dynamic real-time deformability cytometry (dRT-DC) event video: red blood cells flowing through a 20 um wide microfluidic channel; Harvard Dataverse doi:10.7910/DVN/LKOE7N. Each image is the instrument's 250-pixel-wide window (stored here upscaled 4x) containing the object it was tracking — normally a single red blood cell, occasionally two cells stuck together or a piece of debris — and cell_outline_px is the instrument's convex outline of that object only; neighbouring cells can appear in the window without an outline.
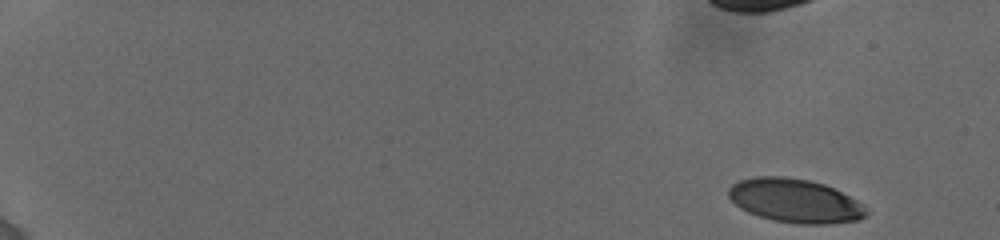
{"species": "human", "species_latin": "Homo sapiens", "temperature_condition": "cold", "stored_images_in_passage": 11, "camera_frame_rate_fps": 3000, "um_per_image_px": 0.085, "donor": {"sex": "female"}, "frame": {"image": 1, "passage_image": 1, "time_ms": 0.0, "image_size_px": [1000, 240], "cell_outline_px": [[868, 216], [856, 220], [824, 224], [800, 224], [772, 220], [748, 212], [740, 208], [728, 196], [728, 188], [732, 184], [740, 180], [756, 176], [784, 176], [808, 180], [824, 184], [864, 204], [868, 212]], "centroid_in_image_um": [67.57, 17.06], "position_along_channel_um": 17.4, "area_um2": 35.03}}